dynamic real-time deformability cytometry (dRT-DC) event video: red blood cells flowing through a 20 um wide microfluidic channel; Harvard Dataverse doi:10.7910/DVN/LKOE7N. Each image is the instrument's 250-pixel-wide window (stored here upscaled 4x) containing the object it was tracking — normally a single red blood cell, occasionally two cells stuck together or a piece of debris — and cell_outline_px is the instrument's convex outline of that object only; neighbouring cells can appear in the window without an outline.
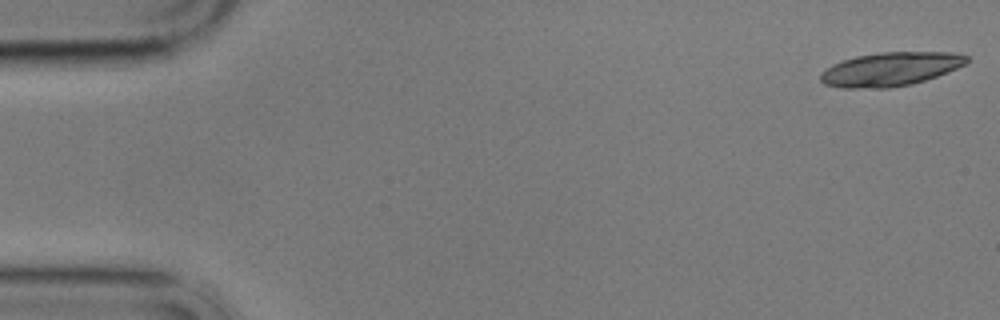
{"species": "common noctule bat (a hibernating species)", "species_latin": "Nyctalus noctula", "temperature_condition": "cold", "stored_images_in_passage": 57, "camera_frame_rate_fps": 3000, "um_per_image_px": 0.085, "animal": {"sex": "male", "body_mass_g": 17.9}, "frame": {"image": 1, "passage_image": 1, "time_ms": 0.0, "image_size_px": [1000, 320], "cell_outline_px": [[968, 60], [964, 64], [948, 72], [912, 84], [888, 88], [840, 88], [824, 84], [820, 80], [820, 72], [832, 64], [856, 56], [880, 52], [952, 52], [968, 56]], "centroid_in_image_um": [75.65, 5.88], "position_along_channel_um": 9.4, "area_um2": 28.73}, "authors_computed_cell_mechanics": {"area_um2": 27.6862, "velocity_mm_per_s": 3.3912, "shape_relaxation_time_tau1_ms": 0.4808, "shape_relaxation_time_tau2_ms": 3.4668, "deformation_change_tau1": 0.266, "deformation_change_tau2": 0.0942}}